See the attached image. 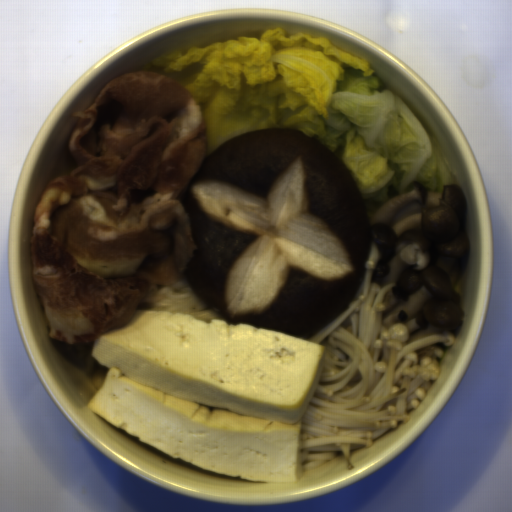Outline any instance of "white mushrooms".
<instances>
[{
  "label": "white mushrooms",
  "instance_id": "white-mushrooms-1",
  "mask_svg": "<svg viewBox=\"0 0 512 512\" xmlns=\"http://www.w3.org/2000/svg\"><path fill=\"white\" fill-rule=\"evenodd\" d=\"M362 198L371 231L372 283L393 285L382 299V325H404L407 343L457 329L465 316L460 276L471 255L462 187L435 191L413 181L404 193L387 184L384 200Z\"/></svg>",
  "mask_w": 512,
  "mask_h": 512
}]
</instances>
